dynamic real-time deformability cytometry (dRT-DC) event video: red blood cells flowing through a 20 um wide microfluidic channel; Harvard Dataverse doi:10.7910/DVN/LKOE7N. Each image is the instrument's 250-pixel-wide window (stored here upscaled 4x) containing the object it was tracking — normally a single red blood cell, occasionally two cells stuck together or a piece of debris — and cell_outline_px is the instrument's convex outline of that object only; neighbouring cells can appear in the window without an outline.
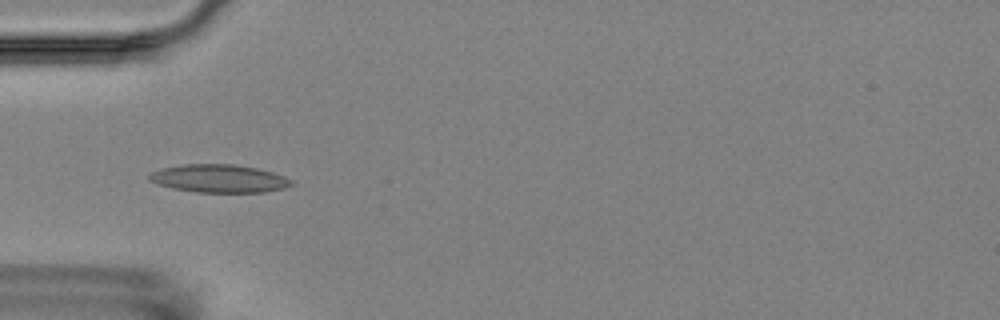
{"species": "Egyptian fruit bat (a non-hibernating species)", "species_latin": "Rousettus aegyptiacus", "temperature_condition": "room temperature", "stored_images_in_passage": 7, "camera_frame_rate_fps": 3000, "um_per_image_px": 0.085, "animal": {"sex": "female"}, "frame": {"image": 1, "passage_image": 5, "time_ms": 4.667, "image_size_px": [1000, 320], "cell_outline_px": [[296, 184], [284, 188], [264, 192], [196, 192], [172, 188], [156, 184], [148, 180], [148, 176], [152, 172], [164, 168], [184, 164], [232, 164], [256, 168], [272, 172], [284, 176], [292, 180]], "centroid_in_image_um": [18.63, 15.18], "position_along_channel_um": 66.4, "area_um2": 23.18}}
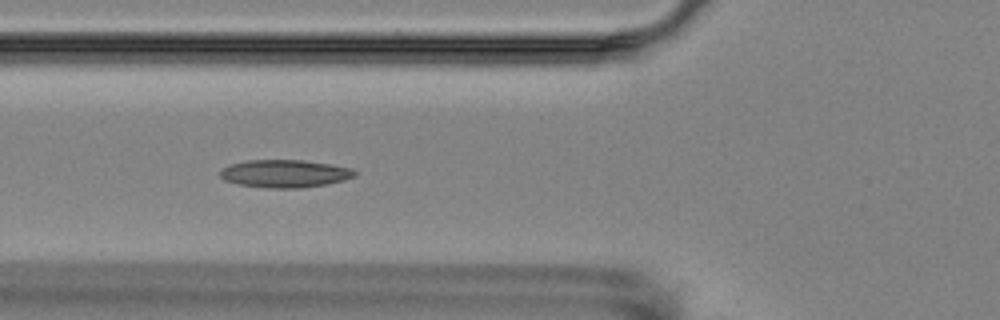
{"frame": {"image": 2, "passage_image": 6, "time_ms": 5.667, "image_size_px": [1000, 320], "cell_outline_px": [[356, 176], [344, 180], [328, 184], [300, 188], [268, 188], [236, 184], [224, 180], [220, 176], [220, 172], [228, 164], [248, 160], [304, 160], [332, 164], [352, 168], [356, 172]], "centroid_in_image_um": [24.22, 14.75], "position_along_channel_um": 101.6, "area_um2": 21.96}}